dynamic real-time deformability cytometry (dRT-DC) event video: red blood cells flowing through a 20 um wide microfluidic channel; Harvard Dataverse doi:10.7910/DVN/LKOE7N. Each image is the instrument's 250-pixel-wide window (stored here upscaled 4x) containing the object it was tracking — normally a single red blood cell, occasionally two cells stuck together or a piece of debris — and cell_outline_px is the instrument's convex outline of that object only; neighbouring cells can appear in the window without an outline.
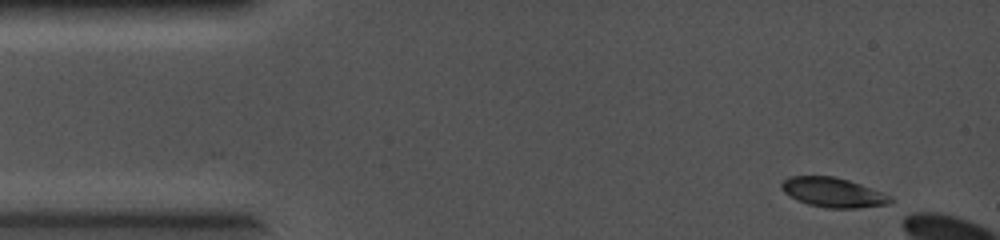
{"species": "common noctule bat (a hibernating species)", "species_latin": "Nyctalus noctula", "temperature_condition": "cold", "stored_images_in_passage": 8, "camera_frame_rate_fps": 5000, "um_per_image_px": 0.085, "animal": {"sex": "female", "body_mass_g": 19.0, "forearm_length_mm": 56.7}, "frame": {"image": 1, "passage_image": 1, "time_ms": 0.0, "image_size_px": [1000, 240], "cell_outline_px": [[892, 200], [888, 204], [860, 208], [828, 208], [808, 204], [796, 200], [788, 196], [780, 188], [780, 184], [788, 176], [836, 176], [860, 184], [892, 196]], "centroid_in_image_um": [70.77, 16.35], "position_along_channel_um": 14.2, "area_um2": 18.84}}